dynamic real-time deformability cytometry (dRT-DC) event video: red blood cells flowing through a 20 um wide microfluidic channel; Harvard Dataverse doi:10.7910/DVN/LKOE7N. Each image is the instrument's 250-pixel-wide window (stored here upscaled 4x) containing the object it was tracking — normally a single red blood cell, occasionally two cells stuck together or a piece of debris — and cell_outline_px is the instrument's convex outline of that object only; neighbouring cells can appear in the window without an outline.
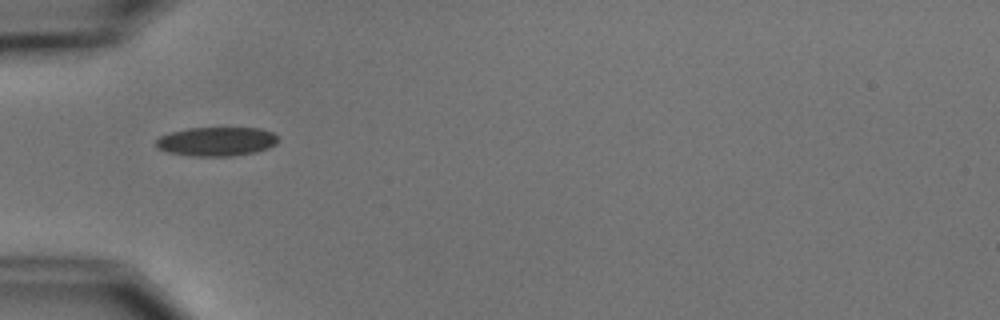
{"species": "common noctule bat (a hibernating species)", "species_latin": "Nyctalus noctula", "temperature_condition": "cold", "stored_images_in_passage": 6, "camera_frame_rate_fps": 3000, "um_per_image_px": 0.085, "animal": {"sex": "male", "body_mass_g": 15.6}, "frame": {"image": 1, "passage_image": 1, "time_ms": 0.0, "image_size_px": [1000, 320], "cell_outline_px": [[276, 144], [268, 148], [256, 152], [232, 156], [192, 156], [168, 152], [160, 148], [156, 144], [156, 140], [160, 136], [172, 132], [188, 128], [260, 128], [272, 132], [276, 136]], "centroid_in_image_um": [18.42, 12.03], "position_along_channel_um": 66.6, "area_um2": 20.46}}
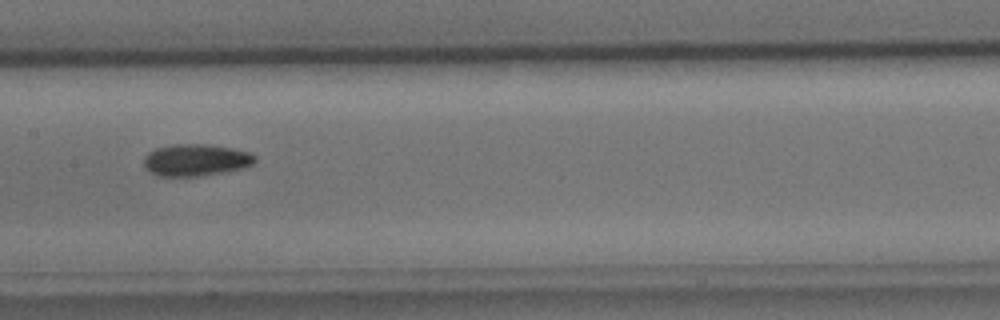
{"frame": {"image": 2, "passage_image": 4, "time_ms": 3.333, "image_size_px": [1000, 320], "cell_outline_px": [[256, 160], [248, 168], [224, 172], [196, 176], [156, 176], [148, 172], [144, 164], [144, 156], [148, 152], [156, 148], [172, 144], [208, 144], [232, 148], [248, 152], [256, 156]], "centroid_in_image_um": [16.64, 13.6], "position_along_channel_um": 190.8, "area_um2": 20.92}}
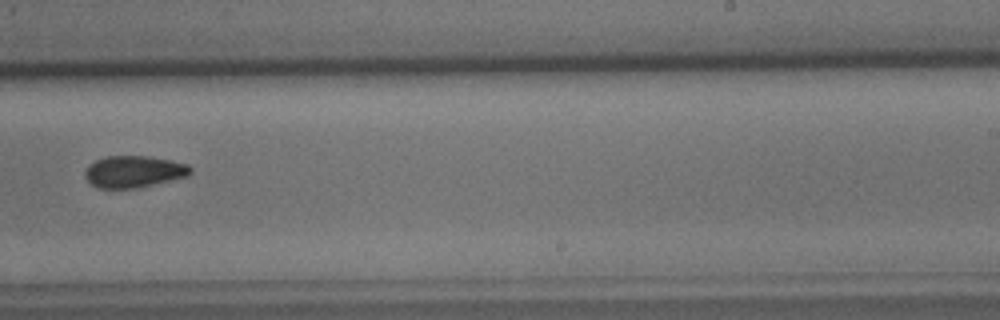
{"frame": {"image": 3, "passage_image": 6, "time_ms": 5.667, "image_size_px": [1000, 320], "cell_outline_px": [[192, 172], [188, 176], [136, 188], [96, 188], [84, 176], [84, 172], [88, 164], [104, 156], [148, 156], [188, 164], [192, 168]], "centroid_in_image_um": [11.35, 14.58], "position_along_channel_um": 277.7, "area_um2": 19.54}}